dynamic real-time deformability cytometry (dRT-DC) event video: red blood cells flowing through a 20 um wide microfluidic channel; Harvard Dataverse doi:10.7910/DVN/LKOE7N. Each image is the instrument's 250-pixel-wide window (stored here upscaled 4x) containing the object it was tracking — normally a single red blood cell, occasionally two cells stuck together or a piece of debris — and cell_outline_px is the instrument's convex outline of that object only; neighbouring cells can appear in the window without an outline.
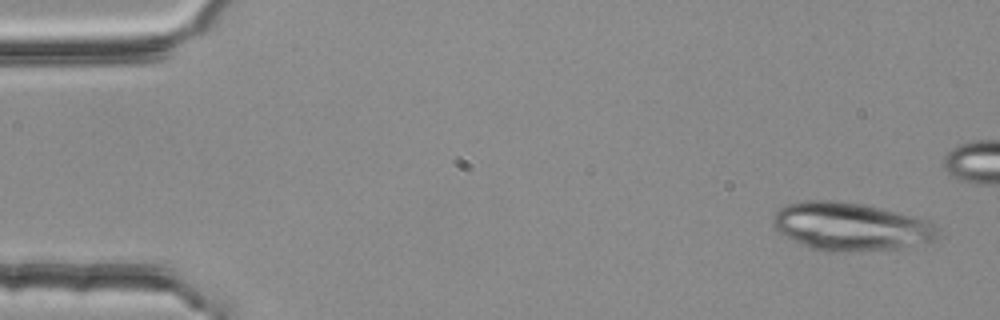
{"species": "common noctule bat (a hibernating species)", "species_latin": "Nyctalus noctula", "temperature_condition": "room temperature", "stored_images_in_passage": 4, "camera_frame_rate_fps": 3000, "um_per_image_px": 0.085, "animal": {"sex": "female", "body_mass_g": 25.1}, "frame": {"image": 1, "passage_image": 1, "time_ms": 0.0, "image_size_px": [1000, 320], "cell_outline_px": [[940, 236], [936, 240], [896, 248], [844, 252], [828, 252], [812, 248], [800, 244], [780, 232], [772, 224], [772, 220], [776, 212], [780, 208], [788, 204], [804, 200], [840, 200], [864, 204], [900, 212], [932, 220], [940, 228]], "centroid_in_image_um": [72.37, 19.24], "position_along_channel_um": 12.6, "area_um2": 46.64}}